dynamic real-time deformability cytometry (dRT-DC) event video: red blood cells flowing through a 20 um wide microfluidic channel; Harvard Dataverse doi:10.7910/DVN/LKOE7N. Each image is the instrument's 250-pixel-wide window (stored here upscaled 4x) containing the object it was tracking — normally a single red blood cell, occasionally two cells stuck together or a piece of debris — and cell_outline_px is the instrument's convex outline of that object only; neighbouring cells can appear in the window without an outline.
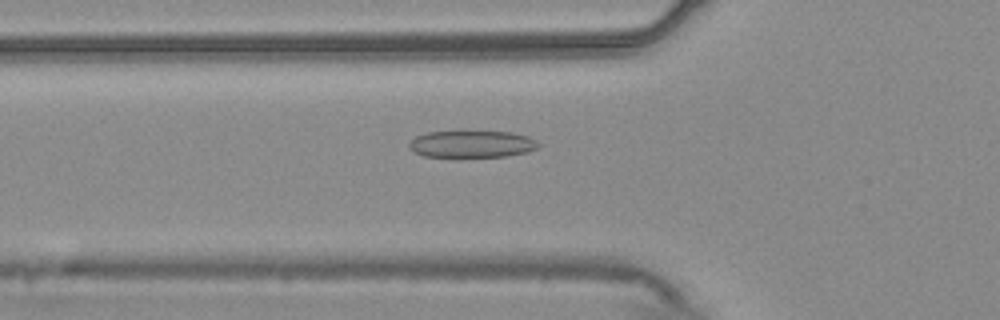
{"species": "common noctule bat (a hibernating species)", "species_latin": "Nyctalus noctula", "temperature_condition": "warm", "stored_images_in_passage": 54, "camera_frame_rate_fps": 3000, "um_per_image_px": 0.085, "animal": {"sex": "male", "body_mass_g": 20.4}, "frame": {"image": 1, "passage_image": 19, "time_ms": 6.0, "image_size_px": [1000, 320], "cell_outline_px": [[540, 144], [536, 148], [528, 152], [504, 156], [424, 156], [416, 152], [408, 144], [416, 136], [428, 132], [512, 132], [528, 136], [536, 140]], "centroid_in_image_um": [40.16, 12.24], "position_along_channel_um": 85.6, "area_um2": 19.83}}
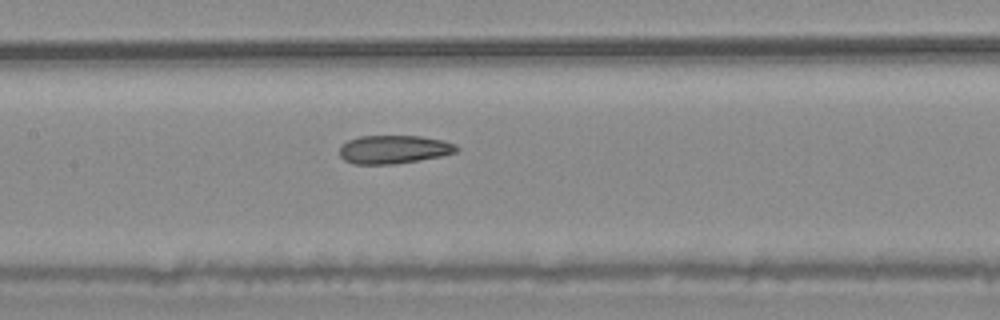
{"frame": {"image": 2, "passage_image": 26, "time_ms": 8.333, "image_size_px": [1000, 320], "cell_outline_px": [[460, 148], [456, 152], [440, 156], [420, 160], [396, 164], [352, 164], [344, 160], [340, 156], [340, 144], [348, 140], [360, 136], [420, 136], [444, 140], [456, 144]], "centroid_in_image_um": [33.47, 12.7], "position_along_channel_um": 173.9, "area_um2": 19.54}}
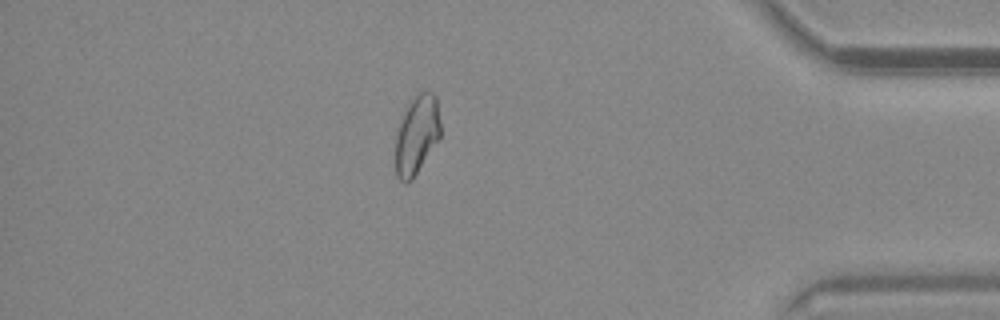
{"frame": {"image": 3, "passage_image": 47, "time_ms": 15.333, "image_size_px": [1000, 320], "cell_outline_px": [[440, 136], [412, 180], [404, 184], [396, 176], [396, 136], [408, 100], [420, 92], [432, 92], [436, 96], [440, 120]], "centroid_in_image_um": [35.42, 11.45], "position_along_channel_um": 399.8, "area_um2": 20.52}, "authors_computed_cell_mechanics": {"area_um2": 20.8658, "velocity_mm_per_s": 3.7485, "shape_relaxation_time_tau1_ms": null, "shape_relaxation_time_tau2_ms": 2.392, "deformation_change_tau1": null, "deformation_change_tau2": 0.0933}}